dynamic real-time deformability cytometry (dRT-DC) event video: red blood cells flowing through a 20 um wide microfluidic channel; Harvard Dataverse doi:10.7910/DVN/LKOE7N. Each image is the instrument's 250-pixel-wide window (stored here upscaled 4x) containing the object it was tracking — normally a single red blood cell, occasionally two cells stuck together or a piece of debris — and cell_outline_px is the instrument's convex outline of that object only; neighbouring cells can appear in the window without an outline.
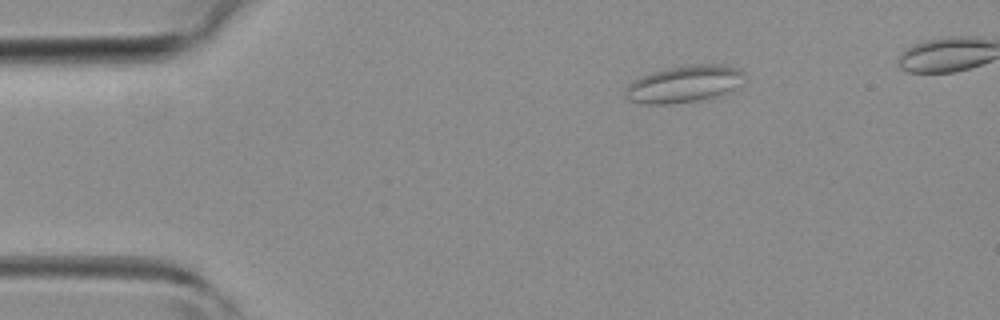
{"species": "common noctule bat (a hibernating species)", "species_latin": "Nyctalus noctula", "temperature_condition": "room temperature", "stored_images_in_passage": 35, "segment_of_instrument_passage": [1, 2], "camera_frame_rate_fps": 3000, "um_per_image_px": 0.085, "animal": {"sex": "female", "body_mass_g": 19.3, "forearm_length_mm": 54.1}, "frame": {"image": 1, "passage_image": 1, "time_ms": 0.0, "image_size_px": [1000, 320], "cell_outline_px": [[748, 80], [744, 84], [728, 92], [700, 100], [668, 104], [644, 104], [628, 100], [624, 96], [628, 84], [632, 80], [640, 76], [652, 72], [668, 68], [688, 64], [728, 64], [740, 68], [744, 72]], "centroid_in_image_um": [58.22, 7.12], "position_along_channel_um": 26.8, "area_um2": 26.24}}
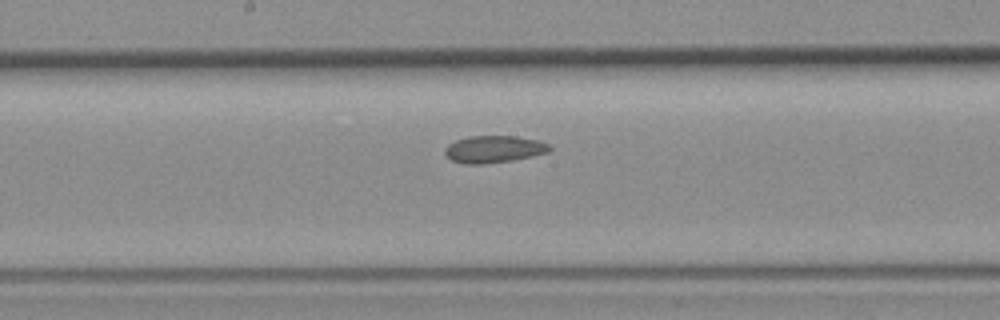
{"frame": {"image": 2, "passage_image": 17, "time_ms": 5.333, "image_size_px": [1000, 320], "cell_outline_px": [[552, 148], [548, 152], [532, 156], [512, 160], [484, 164], [464, 164], [452, 160], [444, 152], [444, 148], [448, 144], [456, 140], [468, 136], [516, 136], [540, 140], [548, 144]], "centroid_in_image_um": [41.98, 12.67], "position_along_channel_um": 206.2, "area_um2": 16.59}}
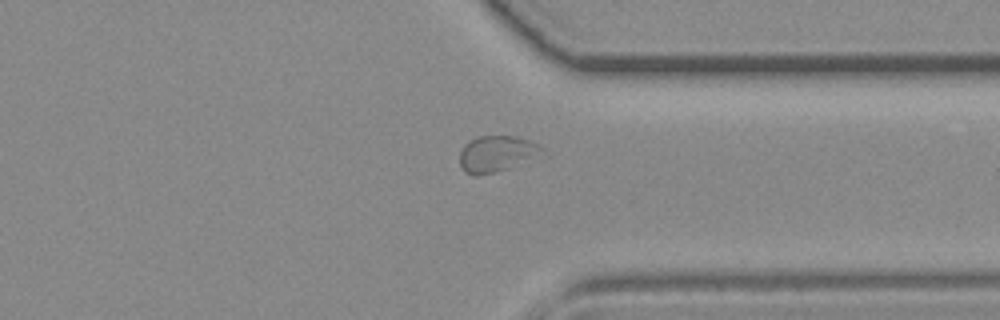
{"frame": {"image": 3, "passage_image": 28, "time_ms": 9.0, "image_size_px": [1000, 320], "cell_outline_px": [[548, 156], [508, 168], [476, 176], [472, 176], [464, 172], [460, 164], [460, 152], [464, 144], [468, 140], [476, 136], [516, 136], [540, 144], [548, 152]], "centroid_in_image_um": [42.32, 13.07], "position_along_channel_um": 369.1, "area_um2": 18.09}}